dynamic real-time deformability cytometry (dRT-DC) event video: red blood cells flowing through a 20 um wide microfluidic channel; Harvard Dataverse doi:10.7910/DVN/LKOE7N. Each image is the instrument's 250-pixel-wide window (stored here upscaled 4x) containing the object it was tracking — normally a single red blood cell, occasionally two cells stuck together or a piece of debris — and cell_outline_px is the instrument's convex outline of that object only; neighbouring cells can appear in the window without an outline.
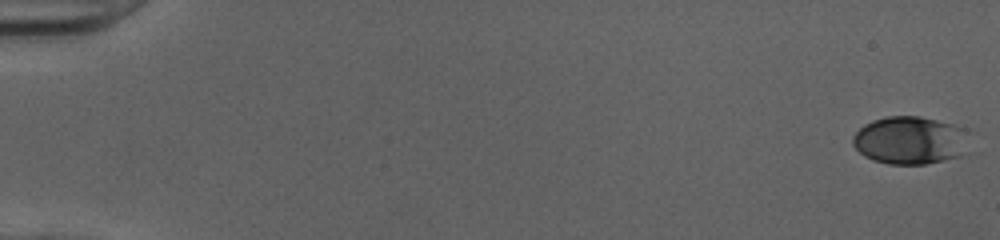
{"species": "human", "species_latin": "Homo sapiens", "temperature_condition": "cold", "stored_images_in_passage": 52, "camera_frame_rate_fps": 3000, "um_per_image_px": 0.085, "donor": {"sex": "female"}, "frame": {"image": 1, "passage_image": 1, "time_ms": 0.0, "image_size_px": [1000, 240], "cell_outline_px": [[968, 128], [960, 156], [944, 160], [924, 164], [888, 164], [872, 160], [864, 156], [852, 144], [852, 136], [864, 124], [872, 120], [884, 116], [920, 116]], "centroid_in_image_um": [77.29, 11.91], "position_along_channel_um": 7.7, "area_um2": 32.37}}
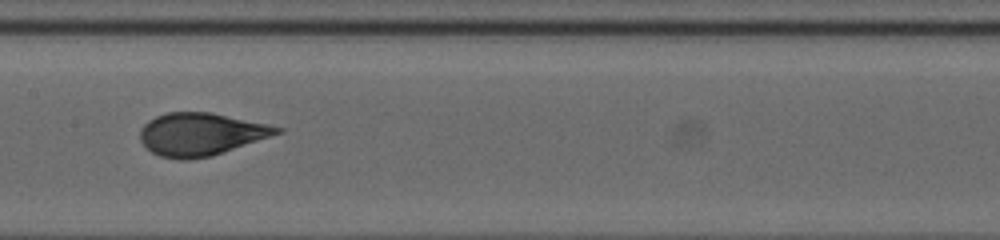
{"frame": {"image": 2, "passage_image": 28, "time_ms": 9.0, "image_size_px": [1000, 240], "cell_outline_px": [[284, 132], [212, 156], [188, 160], [180, 160], [160, 156], [152, 152], [140, 140], [140, 128], [148, 120], [156, 116], [168, 112], [212, 112], [268, 124], [284, 128]], "centroid_in_image_um": [17.09, 11.4], "position_along_channel_um": 190.3, "area_um2": 34.16}}
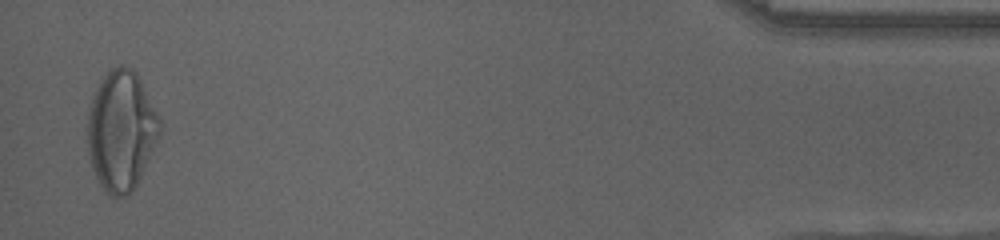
{"frame": {"image": 3, "passage_image": 51, "time_ms": 16.667, "image_size_px": [1000, 240], "cell_outline_px": [[164, 124], [156, 144], [132, 192], [128, 196], [108, 196], [100, 184], [92, 168], [88, 156], [88, 108], [92, 96], [100, 80], [112, 68], [120, 64], [132, 68], [136, 72], [160, 116]], "centroid_in_image_um": [10.32, 11.09], "position_along_channel_um": 424.9, "area_um2": 50.86}, "authors_computed_cell_mechanics": {"area_um2": 33.9286, "velocity_mm_per_s": 4.0472, "shape_relaxation_time_tau1_ms": 4.2404, "shape_relaxation_time_tau2_ms": null, "deformation_change_tau1": 0.171, "deformation_change_tau2": null}}